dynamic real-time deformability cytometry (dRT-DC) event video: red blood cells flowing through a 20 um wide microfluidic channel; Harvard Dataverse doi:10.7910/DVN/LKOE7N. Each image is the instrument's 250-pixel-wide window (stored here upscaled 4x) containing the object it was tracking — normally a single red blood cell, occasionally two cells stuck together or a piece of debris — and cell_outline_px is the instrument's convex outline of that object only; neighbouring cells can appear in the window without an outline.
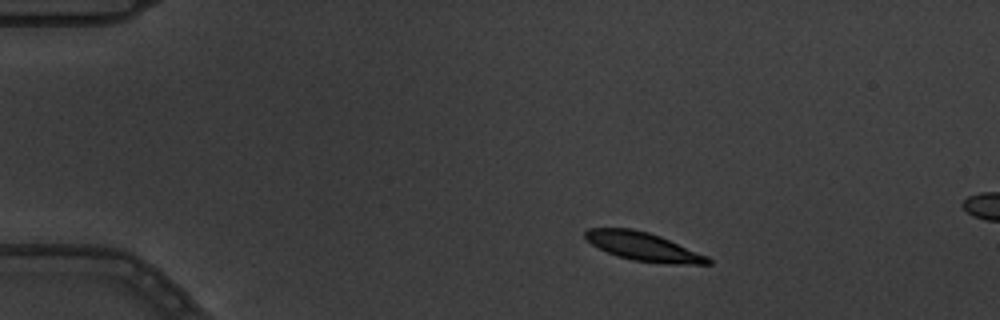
{"species": "common noctule bat (a hibernating species)", "species_latin": "Nyctalus noctula", "temperature_condition": "warm", "stored_images_in_passage": 4, "camera_frame_rate_fps": 3000, "um_per_image_px": 0.085, "animal": {"sex": "male", "body_mass_g": 19.5, "forearm_length_mm": 54.6}, "frame": {"image": 1, "passage_image": 2, "time_ms": 0.333, "image_size_px": [1000, 320], "cell_outline_px": [[712, 264], [668, 264], [632, 260], [608, 252], [592, 244], [584, 236], [584, 232], [588, 228], [632, 228], [648, 232], [660, 236], [708, 256], [712, 260]], "centroid_in_image_um": [54.71, 20.96], "position_along_channel_um": 30.3, "area_um2": 20.23}}